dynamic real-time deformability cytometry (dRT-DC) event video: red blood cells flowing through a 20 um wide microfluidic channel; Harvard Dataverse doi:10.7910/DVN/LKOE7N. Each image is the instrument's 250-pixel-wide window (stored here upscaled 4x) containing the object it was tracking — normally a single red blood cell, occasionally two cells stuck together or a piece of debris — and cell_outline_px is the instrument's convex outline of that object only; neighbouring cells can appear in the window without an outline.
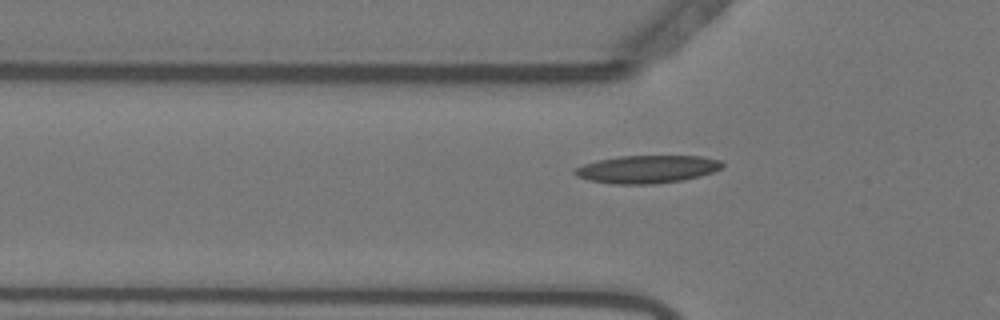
{"species": "Egyptian fruit bat (a non-hibernating species)", "species_latin": "Rousettus aegyptiacus", "temperature_condition": "warm", "stored_images_in_passage": 55, "camera_frame_rate_fps": 3000, "um_per_image_px": 0.085, "animal": {"sex": "female"}, "frame": {"image": 1, "passage_image": 18, "time_ms": 5.667, "image_size_px": [1000, 320], "cell_outline_px": [[724, 164], [720, 168], [712, 172], [700, 176], [680, 180], [652, 184], [612, 184], [588, 180], [576, 176], [572, 172], [576, 168], [584, 164], [600, 160], [620, 156], [700, 156], [720, 160]], "centroid_in_image_um": [54.98, 14.38], "position_along_channel_um": 70.8, "area_um2": 23.7}}
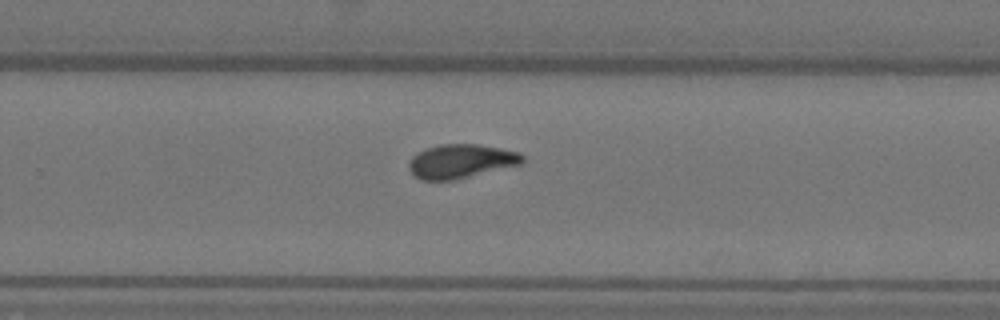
{"frame": {"image": 2, "passage_image": 36, "time_ms": 11.667, "image_size_px": [1000, 320], "cell_outline_px": [[524, 164], [452, 180], [420, 180], [408, 168], [408, 164], [412, 156], [416, 152], [424, 148], [440, 144], [476, 144], [500, 148], [520, 152], [524, 156]], "centroid_in_image_um": [39.19, 13.69], "position_along_channel_um": 290.6, "area_um2": 22.66}}
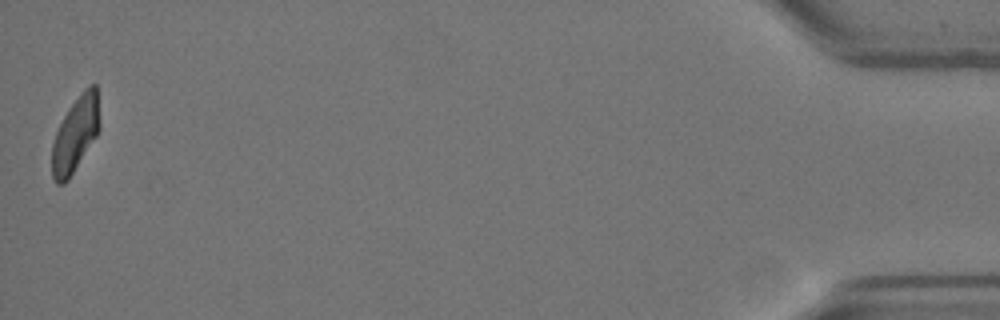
{"frame": {"image": 3, "passage_image": 55, "time_ms": 18.0, "image_size_px": [1000, 320], "cell_outline_px": [[100, 128], [96, 136], [68, 180], [64, 184], [56, 184], [52, 176], [52, 144], [56, 132], [68, 108], [84, 88], [88, 84], [96, 84], [100, 120]], "centroid_in_image_um": [6.41, 11.39], "position_along_channel_um": 428.8, "area_um2": 20.87}, "authors_computed_cell_mechanics": {"area_um2": 21.8484, "velocity_mm_per_s": 3.6488, "shape_relaxation_time_tau1_ms": null, "shape_relaxation_time_tau2_ms": 2.5125, "deformation_change_tau1": null, "deformation_change_tau2": 0.0728}}